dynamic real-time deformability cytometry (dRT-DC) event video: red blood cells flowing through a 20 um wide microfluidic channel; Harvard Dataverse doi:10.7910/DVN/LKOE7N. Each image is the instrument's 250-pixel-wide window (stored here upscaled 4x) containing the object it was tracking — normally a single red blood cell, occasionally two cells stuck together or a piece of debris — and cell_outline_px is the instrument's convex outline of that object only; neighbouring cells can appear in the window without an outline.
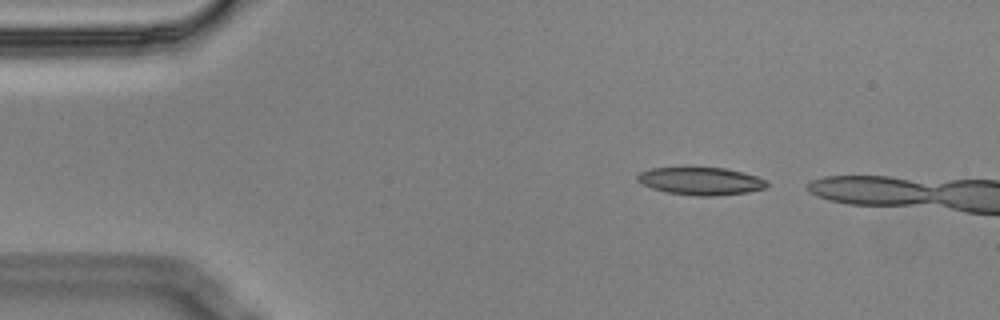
{"species": "Egyptian fruit bat (a non-hibernating species)", "species_latin": "Rousettus aegyptiacus", "temperature_condition": "cold", "stored_images_in_passage": 3, "camera_frame_rate_fps": 3000, "um_per_image_px": 0.085, "animal": {"sex": "male"}, "frame": {"image": 1, "passage_image": 1, "time_ms": 0.0, "image_size_px": [1000, 320], "cell_outline_px": [[768, 184], [764, 188], [748, 192], [712, 196], [696, 196], [664, 192], [652, 188], [636, 180], [636, 176], [640, 172], [652, 168], [684, 164], [724, 168], [756, 176], [768, 180]], "centroid_in_image_um": [59.5, 15.34], "position_along_channel_um": 25.5, "area_um2": 21.73}}